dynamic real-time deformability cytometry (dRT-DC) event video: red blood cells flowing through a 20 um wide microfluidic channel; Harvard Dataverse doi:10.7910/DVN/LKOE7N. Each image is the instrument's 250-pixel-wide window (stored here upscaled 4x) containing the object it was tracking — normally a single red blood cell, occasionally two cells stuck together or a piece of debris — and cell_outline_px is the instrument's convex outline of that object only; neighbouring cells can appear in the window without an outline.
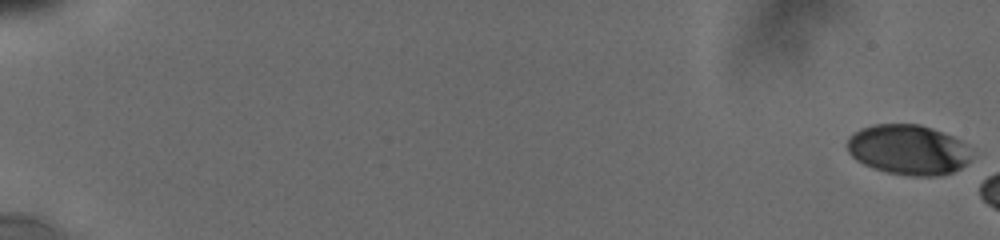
{"species": "human", "species_latin": "Homo sapiens", "temperature_condition": "cold", "stored_images_in_passage": 8, "camera_frame_rate_fps": 3000, "um_per_image_px": 0.085, "donor": {"sex": "male"}, "frame": {"image": 1, "passage_image": 1, "time_ms": 0.0, "image_size_px": [1000, 240], "cell_outline_px": [[972, 156], [960, 168], [952, 172], [936, 176], [912, 176], [888, 172], [864, 164], [856, 160], [848, 152], [848, 140], [860, 128], [876, 124], [920, 124], [932, 128], [952, 136], [960, 140]], "centroid_in_image_um": [77.19, 12.72], "position_along_channel_um": 7.8, "area_um2": 35.78}}